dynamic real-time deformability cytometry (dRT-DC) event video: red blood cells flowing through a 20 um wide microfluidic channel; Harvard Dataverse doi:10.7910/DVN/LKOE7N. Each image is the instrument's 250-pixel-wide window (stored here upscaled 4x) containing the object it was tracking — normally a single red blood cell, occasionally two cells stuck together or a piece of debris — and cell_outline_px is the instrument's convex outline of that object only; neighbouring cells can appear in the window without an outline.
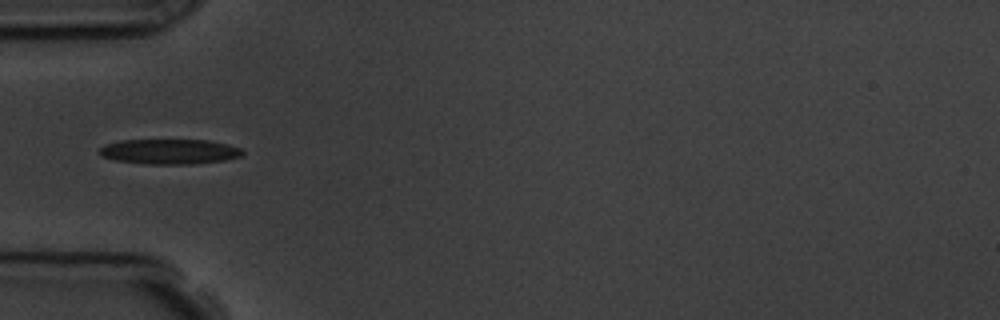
{"species": "common noctule bat (a hibernating species)", "species_latin": "Nyctalus noctula", "temperature_condition": "room temperature", "stored_images_in_passage": 4, "camera_frame_rate_fps": 3000, "um_per_image_px": 0.085, "animal": {"sex": "male", "body_mass_g": 19.5, "forearm_length_mm": 54.6}, "frame": {"image": 1, "passage_image": 1, "time_ms": 0.0, "image_size_px": [1000, 320], "cell_outline_px": [[244, 152], [240, 156], [224, 160], [192, 164], [148, 164], [116, 160], [100, 156], [100, 148], [104, 144], [120, 140], [208, 140], [228, 144], [240, 148]], "centroid_in_image_um": [14.39, 12.88], "position_along_channel_um": 70.6, "area_um2": 20.87}}
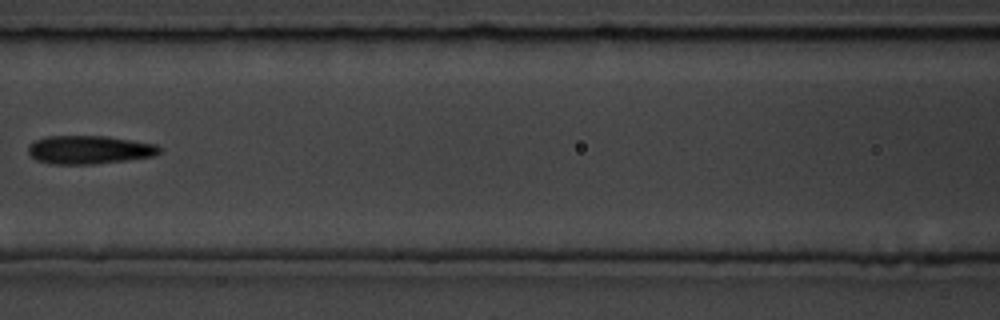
{"frame": {"image": 2, "passage_image": 3, "time_ms": 2.333, "image_size_px": [1000, 320], "cell_outline_px": [[160, 152], [152, 156], [124, 160], [92, 164], [52, 164], [36, 160], [28, 152], [28, 144], [36, 140], [48, 136], [108, 136], [156, 144], [160, 148]], "centroid_in_image_um": [7.55, 12.72], "position_along_channel_um": 159.0, "area_um2": 21.56}}